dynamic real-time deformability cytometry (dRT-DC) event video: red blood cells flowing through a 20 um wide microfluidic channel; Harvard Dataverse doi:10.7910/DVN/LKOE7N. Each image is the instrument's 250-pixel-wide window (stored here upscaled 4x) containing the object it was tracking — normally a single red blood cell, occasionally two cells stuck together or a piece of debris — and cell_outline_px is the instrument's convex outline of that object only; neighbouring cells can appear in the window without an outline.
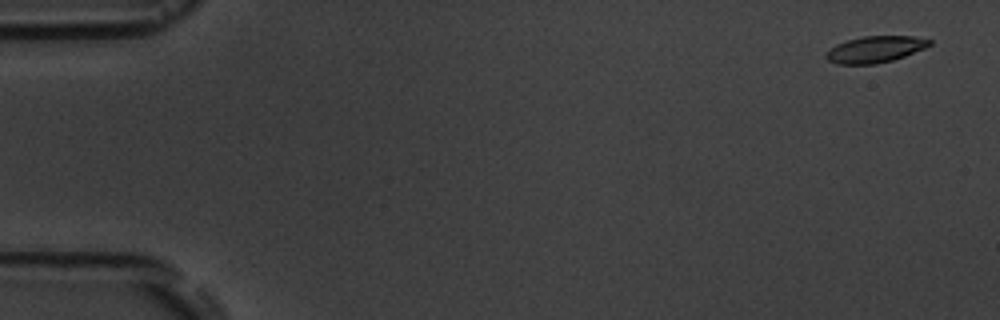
{"species": "common noctule bat (a hibernating species)", "species_latin": "Nyctalus noctula", "temperature_condition": "room temperature", "stored_images_in_passage": 5, "camera_frame_rate_fps": 3000, "um_per_image_px": 0.085, "animal": {"sex": "male", "body_mass_g": 19.5, "forearm_length_mm": 54.6}, "frame": {"image": 1, "passage_image": 1, "time_ms": 0.0, "image_size_px": [1000, 320], "cell_outline_px": [[932, 44], [924, 48], [904, 56], [892, 60], [876, 64], [836, 64], [828, 60], [824, 56], [836, 44], [848, 40], [864, 36], [912, 36], [932, 40]], "centroid_in_image_um": [74.39, 4.19], "position_along_channel_um": 10.6, "area_um2": 15.78}}
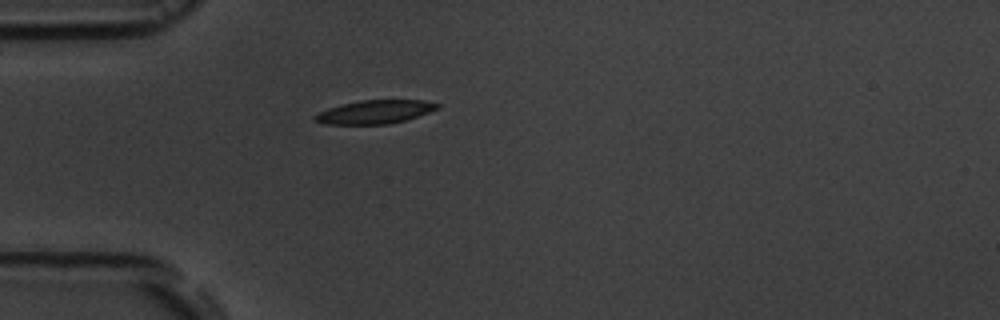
{"frame": {"image": 2, "passage_image": 5, "time_ms": 4.667, "image_size_px": [1000, 320], "cell_outline_px": [[440, 108], [404, 120], [388, 124], [324, 124], [312, 120], [312, 116], [328, 108], [360, 100], [424, 100], [440, 104]], "centroid_in_image_um": [31.84, 9.51], "position_along_channel_um": 53.2, "area_um2": 16.65}}